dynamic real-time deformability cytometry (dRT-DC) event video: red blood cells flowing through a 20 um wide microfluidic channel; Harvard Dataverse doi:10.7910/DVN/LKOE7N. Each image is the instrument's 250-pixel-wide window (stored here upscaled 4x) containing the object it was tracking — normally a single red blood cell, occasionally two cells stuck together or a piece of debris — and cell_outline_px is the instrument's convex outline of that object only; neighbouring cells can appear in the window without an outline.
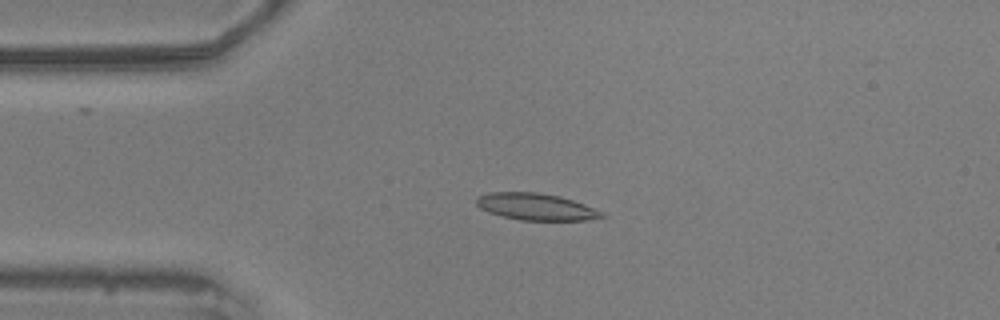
{"species": "common noctule bat (a hibernating species)", "species_latin": "Nyctalus noctula", "temperature_condition": "warm", "stored_images_in_passage": 57, "camera_frame_rate_fps": 3000, "um_per_image_px": 0.085, "animal": {"sex": "male", "body_mass_g": 20.5, "forearm_length_mm": 52.5}, "frame": {"image": 1, "passage_image": 13, "time_ms": 4.0, "image_size_px": [1000, 320], "cell_outline_px": [[608, 216], [588, 220], [520, 220], [488, 212], [480, 208], [476, 204], [476, 196], [488, 192], [536, 192], [560, 196], [584, 204], [604, 212]], "centroid_in_image_um": [45.56, 17.57], "position_along_channel_um": 39.4, "area_um2": 19.65}}
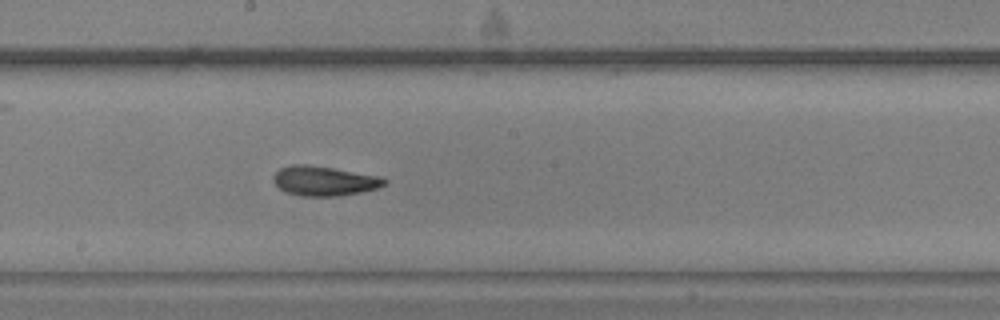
{"frame": {"image": 2, "passage_image": 30, "time_ms": 9.667, "image_size_px": [1000, 320], "cell_outline_px": [[388, 180], [380, 188], [340, 196], [300, 196], [284, 192], [272, 180], [272, 176], [280, 168], [292, 164], [308, 164], [380, 176]], "centroid_in_image_um": [27.54, 15.38], "position_along_channel_um": 220.7, "area_um2": 19.31}}
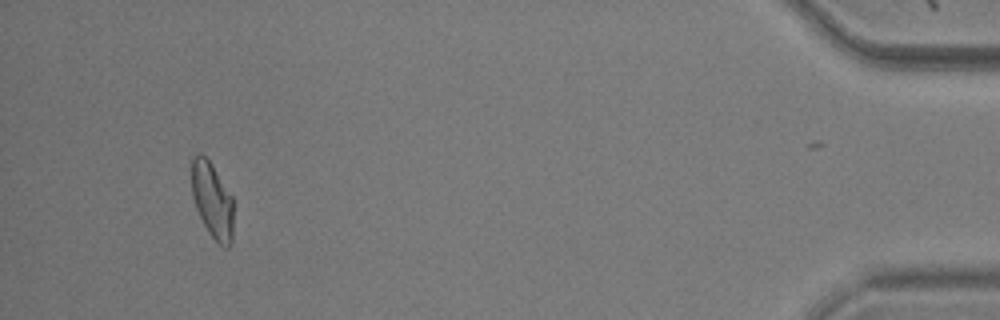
{"frame": {"image": 3, "passage_image": 53, "time_ms": 17.333, "image_size_px": [1000, 320], "cell_outline_px": [[232, 244], [228, 248], [224, 248], [208, 232], [196, 208], [192, 196], [192, 160], [200, 152], [212, 164], [232, 196]], "centroid_in_image_um": [18.05, 17.04], "position_along_channel_um": 417.2, "area_um2": 18.21}, "authors_computed_cell_mechanics": {"area_um2": 19.1896, "velocity_mm_per_s": 3.5752, "shape_relaxation_time_tau1_ms": 4.2842, "shape_relaxation_time_tau2_ms": 3.5594, "deformation_change_tau1": 0.1498, "deformation_change_tau2": 0.0927}}